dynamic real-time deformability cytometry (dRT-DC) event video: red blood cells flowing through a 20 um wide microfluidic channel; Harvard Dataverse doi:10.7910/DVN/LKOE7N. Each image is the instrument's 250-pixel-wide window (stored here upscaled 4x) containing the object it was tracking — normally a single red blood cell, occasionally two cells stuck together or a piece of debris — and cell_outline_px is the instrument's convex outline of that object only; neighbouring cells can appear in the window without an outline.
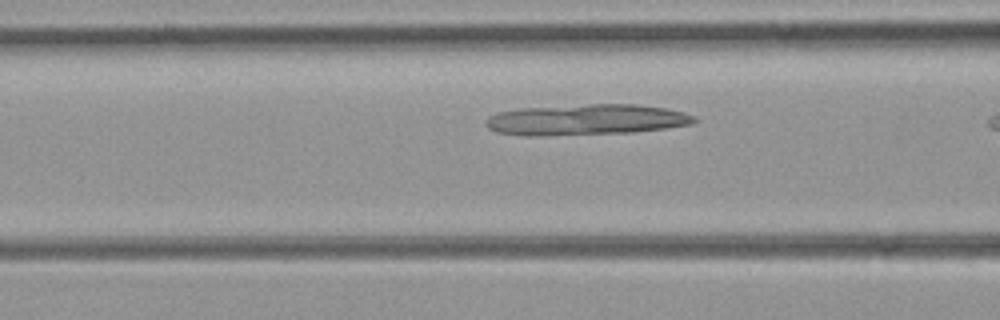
{"species": "common noctule bat (a hibernating species)", "species_latin": "Nyctalus noctula", "temperature_condition": "room temperature", "stored_images_in_passage": 9, "camera_frame_rate_fps": 3000, "um_per_image_px": 0.085, "animal": {"sex": "female", "body_mass_g": 21.9}, "frame": {"image": 1, "passage_image": 8, "time_ms": 2.333, "image_size_px": [1000, 320], "cell_outline_px": [[700, 120], [692, 124], [664, 128], [632, 132], [528, 136], [496, 132], [488, 128], [484, 124], [484, 120], [488, 116], [500, 112], [520, 108], [588, 104], [636, 104], [664, 108], [684, 112], [696, 116]], "centroid_in_image_um": [49.82, 10.17], "position_along_channel_um": 116.8, "area_um2": 37.45}}